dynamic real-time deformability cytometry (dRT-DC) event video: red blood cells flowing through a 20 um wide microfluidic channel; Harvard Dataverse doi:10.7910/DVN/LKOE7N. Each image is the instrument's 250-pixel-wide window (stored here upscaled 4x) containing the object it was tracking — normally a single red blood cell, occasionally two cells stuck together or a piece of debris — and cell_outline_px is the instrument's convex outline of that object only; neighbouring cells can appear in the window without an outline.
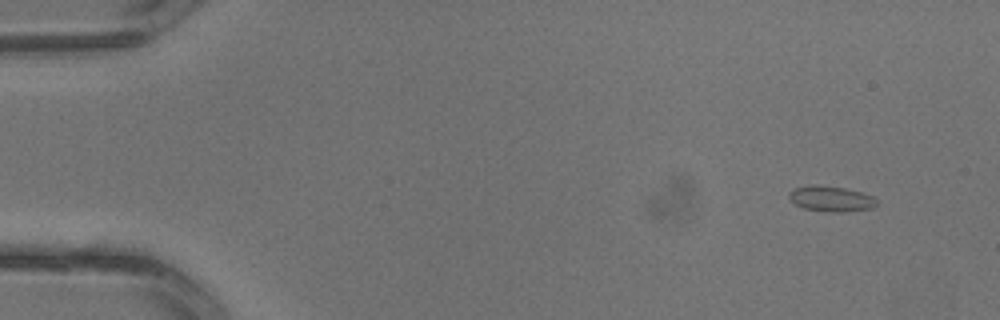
{"species": "common noctule bat (a hibernating species)", "species_latin": "Nyctalus noctula", "temperature_condition": "warm", "stored_images_in_passage": 3, "camera_frame_rate_fps": 3000, "um_per_image_px": 0.085, "animal": {"sex": "male", "body_mass_g": 13.3}, "frame": {"image": 1, "passage_image": 1, "time_ms": 0.0, "image_size_px": [1000, 320], "cell_outline_px": [[876, 204], [872, 208], [840, 212], [828, 212], [804, 208], [796, 204], [788, 196], [788, 192], [796, 188], [812, 184], [816, 184], [844, 188], [860, 192], [872, 196], [876, 200]], "centroid_in_image_um": [70.61, 16.89], "position_along_channel_um": 14.4, "area_um2": 12.83}}
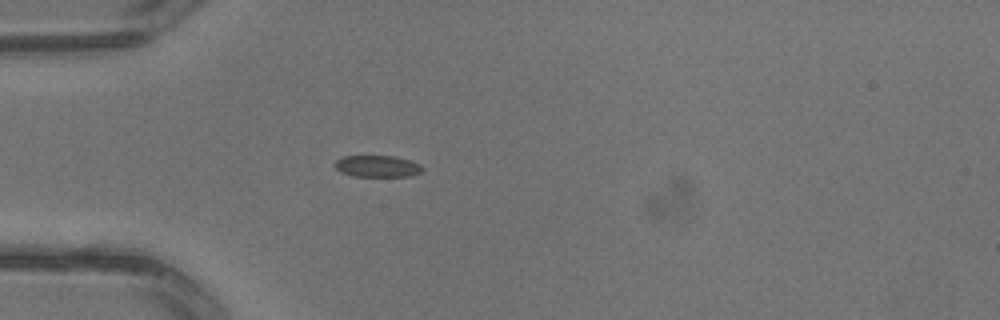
{"frame": {"image": 2, "passage_image": 3, "time_ms": 0.667, "image_size_px": [1000, 320], "cell_outline_px": [[424, 168], [420, 172], [412, 176], [352, 176], [340, 172], [336, 168], [336, 160], [340, 156], [396, 156], [420, 164]], "centroid_in_image_um": [32.07, 14.13], "position_along_channel_um": 52.9, "area_um2": 11.04}}